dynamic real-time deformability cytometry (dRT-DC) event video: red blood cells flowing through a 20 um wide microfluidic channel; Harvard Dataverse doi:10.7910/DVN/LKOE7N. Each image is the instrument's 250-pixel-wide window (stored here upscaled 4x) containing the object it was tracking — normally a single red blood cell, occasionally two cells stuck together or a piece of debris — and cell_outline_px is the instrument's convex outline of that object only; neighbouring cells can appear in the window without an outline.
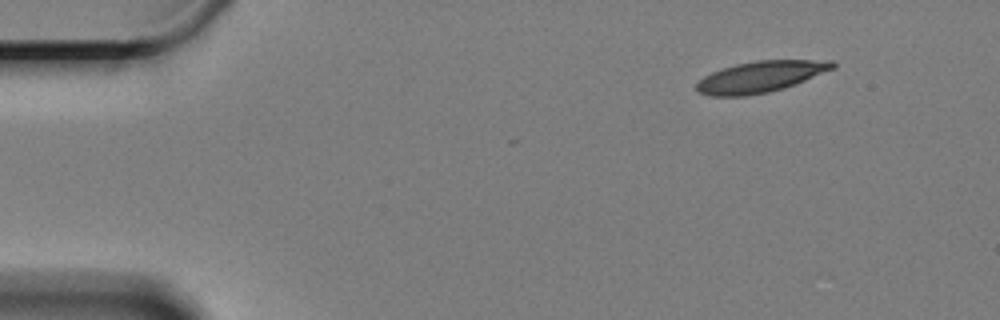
{"species": "Egyptian fruit bat (a non-hibernating species)", "species_latin": "Rousettus aegyptiacus", "temperature_condition": "cold", "stored_images_in_passage": 31, "camera_frame_rate_fps": 3000, "um_per_image_px": 0.085, "animal": {"sex": "female"}, "frame": {"image": 1, "passage_image": 1, "time_ms": 0.0, "image_size_px": [1000, 320], "cell_outline_px": [[836, 68], [784, 88], [768, 92], [744, 96], [708, 96], [696, 92], [696, 84], [704, 76], [720, 68], [736, 64], [756, 60], [832, 60], [836, 64]], "centroid_in_image_um": [64.63, 6.52], "position_along_channel_um": 20.4, "area_um2": 24.85}}
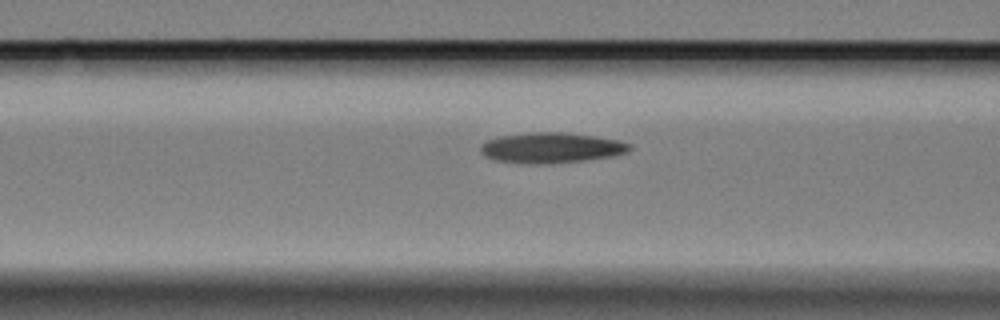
{"frame": {"image": 2, "passage_image": 18, "time_ms": 5.667, "image_size_px": [1000, 320], "cell_outline_px": [[632, 148], [628, 152], [612, 156], [580, 160], [536, 164], [528, 164], [496, 160], [484, 156], [480, 152], [480, 144], [488, 140], [500, 136], [528, 132], [564, 132], [596, 136], [620, 140], [632, 144]], "centroid_in_image_um": [46.85, 12.54], "position_along_channel_um": 119.7, "area_um2": 26.41}}
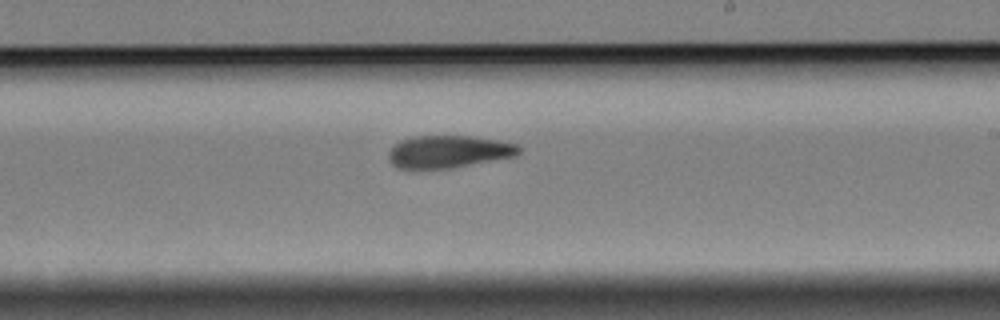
{"frame": {"image": 3, "passage_image": 30, "time_ms": 9.667, "image_size_px": [1000, 320], "cell_outline_px": [[524, 148], [516, 156], [452, 168], [396, 168], [388, 160], [388, 152], [400, 140], [412, 136], [472, 136], [496, 140], [516, 144]], "centroid_in_image_um": [38.14, 12.89], "position_along_channel_um": 250.9, "area_um2": 24.68}}